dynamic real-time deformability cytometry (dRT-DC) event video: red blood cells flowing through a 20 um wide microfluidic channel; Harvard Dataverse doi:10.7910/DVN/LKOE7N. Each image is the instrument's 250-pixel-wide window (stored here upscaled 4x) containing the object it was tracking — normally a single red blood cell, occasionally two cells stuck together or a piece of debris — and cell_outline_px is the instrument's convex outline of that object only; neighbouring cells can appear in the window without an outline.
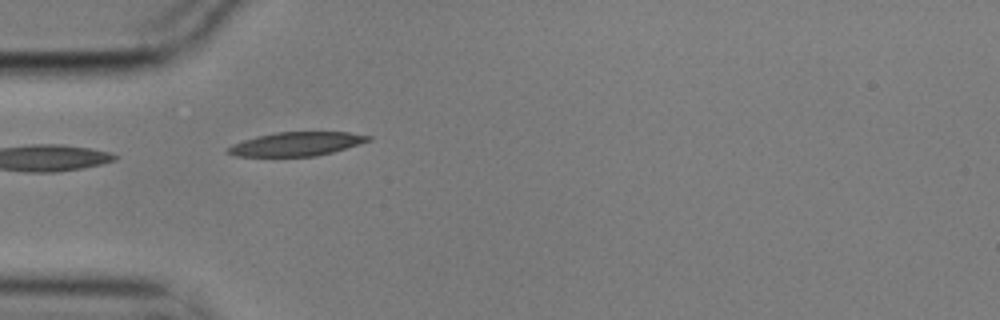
{"species": "common noctule bat (a hibernating species)", "species_latin": "Nyctalus noctula", "temperature_condition": "cold", "stored_images_in_passage": 6, "camera_frame_rate_fps": 3000, "um_per_image_px": 0.085, "animal": {"sex": "male", "body_mass_g": 17.9}, "frame": {"image": 1, "passage_image": 4, "time_ms": 1.0, "image_size_px": [1000, 320], "cell_outline_px": [[372, 140], [332, 152], [316, 156], [236, 156], [224, 152], [232, 144], [256, 136], [276, 132], [348, 132], [372, 136]], "centroid_in_image_um": [25.19, 12.23], "position_along_channel_um": 59.8, "area_um2": 19.42}}